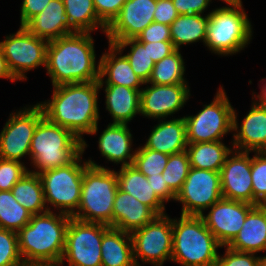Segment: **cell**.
Returning a JSON list of instances; mask_svg holds the SVG:
<instances>
[{
	"label": "cell",
	"instance_id": "cell-33",
	"mask_svg": "<svg viewBox=\"0 0 266 266\" xmlns=\"http://www.w3.org/2000/svg\"><path fill=\"white\" fill-rule=\"evenodd\" d=\"M181 52L176 49L169 56L156 62L147 83L155 85L189 83L185 78L186 62Z\"/></svg>",
	"mask_w": 266,
	"mask_h": 266
},
{
	"label": "cell",
	"instance_id": "cell-50",
	"mask_svg": "<svg viewBox=\"0 0 266 266\" xmlns=\"http://www.w3.org/2000/svg\"><path fill=\"white\" fill-rule=\"evenodd\" d=\"M260 82L261 84H258L260 91L258 93L252 91L251 98L256 104L266 107V77L262 78V80L260 79Z\"/></svg>",
	"mask_w": 266,
	"mask_h": 266
},
{
	"label": "cell",
	"instance_id": "cell-45",
	"mask_svg": "<svg viewBox=\"0 0 266 266\" xmlns=\"http://www.w3.org/2000/svg\"><path fill=\"white\" fill-rule=\"evenodd\" d=\"M178 16L172 0H157L154 22L171 25Z\"/></svg>",
	"mask_w": 266,
	"mask_h": 266
},
{
	"label": "cell",
	"instance_id": "cell-39",
	"mask_svg": "<svg viewBox=\"0 0 266 266\" xmlns=\"http://www.w3.org/2000/svg\"><path fill=\"white\" fill-rule=\"evenodd\" d=\"M0 266H25L14 231L0 228Z\"/></svg>",
	"mask_w": 266,
	"mask_h": 266
},
{
	"label": "cell",
	"instance_id": "cell-43",
	"mask_svg": "<svg viewBox=\"0 0 266 266\" xmlns=\"http://www.w3.org/2000/svg\"><path fill=\"white\" fill-rule=\"evenodd\" d=\"M140 42L171 41L170 25L152 22L137 37Z\"/></svg>",
	"mask_w": 266,
	"mask_h": 266
},
{
	"label": "cell",
	"instance_id": "cell-24",
	"mask_svg": "<svg viewBox=\"0 0 266 266\" xmlns=\"http://www.w3.org/2000/svg\"><path fill=\"white\" fill-rule=\"evenodd\" d=\"M24 27L48 42L75 32L68 24L63 0H51L44 10L31 18Z\"/></svg>",
	"mask_w": 266,
	"mask_h": 266
},
{
	"label": "cell",
	"instance_id": "cell-27",
	"mask_svg": "<svg viewBox=\"0 0 266 266\" xmlns=\"http://www.w3.org/2000/svg\"><path fill=\"white\" fill-rule=\"evenodd\" d=\"M116 176L121 191L150 207L158 216L167 214L166 205L157 197L147 177L132 164L120 167Z\"/></svg>",
	"mask_w": 266,
	"mask_h": 266
},
{
	"label": "cell",
	"instance_id": "cell-44",
	"mask_svg": "<svg viewBox=\"0 0 266 266\" xmlns=\"http://www.w3.org/2000/svg\"><path fill=\"white\" fill-rule=\"evenodd\" d=\"M213 0H172L179 15L184 14H209V6ZM208 11V12H206Z\"/></svg>",
	"mask_w": 266,
	"mask_h": 266
},
{
	"label": "cell",
	"instance_id": "cell-1",
	"mask_svg": "<svg viewBox=\"0 0 266 266\" xmlns=\"http://www.w3.org/2000/svg\"><path fill=\"white\" fill-rule=\"evenodd\" d=\"M52 88L50 99L37 103L49 121L70 130L82 141L85 154L89 145L84 136L99 131V82L68 83Z\"/></svg>",
	"mask_w": 266,
	"mask_h": 266
},
{
	"label": "cell",
	"instance_id": "cell-23",
	"mask_svg": "<svg viewBox=\"0 0 266 266\" xmlns=\"http://www.w3.org/2000/svg\"><path fill=\"white\" fill-rule=\"evenodd\" d=\"M158 215L129 193L119 188L113 203V227L131 233L153 221Z\"/></svg>",
	"mask_w": 266,
	"mask_h": 266
},
{
	"label": "cell",
	"instance_id": "cell-16",
	"mask_svg": "<svg viewBox=\"0 0 266 266\" xmlns=\"http://www.w3.org/2000/svg\"><path fill=\"white\" fill-rule=\"evenodd\" d=\"M255 207L247 202L221 198L200 217L221 246H228L238 235L247 214ZM207 213V214H206Z\"/></svg>",
	"mask_w": 266,
	"mask_h": 266
},
{
	"label": "cell",
	"instance_id": "cell-14",
	"mask_svg": "<svg viewBox=\"0 0 266 266\" xmlns=\"http://www.w3.org/2000/svg\"><path fill=\"white\" fill-rule=\"evenodd\" d=\"M221 198L220 172L190 167L175 202L182 206L181 215L201 216Z\"/></svg>",
	"mask_w": 266,
	"mask_h": 266
},
{
	"label": "cell",
	"instance_id": "cell-9",
	"mask_svg": "<svg viewBox=\"0 0 266 266\" xmlns=\"http://www.w3.org/2000/svg\"><path fill=\"white\" fill-rule=\"evenodd\" d=\"M216 91L213 100L195 115L183 116L187 143L220 141L232 134L234 107L222 85Z\"/></svg>",
	"mask_w": 266,
	"mask_h": 266
},
{
	"label": "cell",
	"instance_id": "cell-20",
	"mask_svg": "<svg viewBox=\"0 0 266 266\" xmlns=\"http://www.w3.org/2000/svg\"><path fill=\"white\" fill-rule=\"evenodd\" d=\"M129 124L108 123L98 136V150L105 162H112L117 167L131 165L136 148H133V134Z\"/></svg>",
	"mask_w": 266,
	"mask_h": 266
},
{
	"label": "cell",
	"instance_id": "cell-36",
	"mask_svg": "<svg viewBox=\"0 0 266 266\" xmlns=\"http://www.w3.org/2000/svg\"><path fill=\"white\" fill-rule=\"evenodd\" d=\"M190 169L189 157L186 150L169 155L167 165L162 172L169 189L177 195L182 188Z\"/></svg>",
	"mask_w": 266,
	"mask_h": 266
},
{
	"label": "cell",
	"instance_id": "cell-17",
	"mask_svg": "<svg viewBox=\"0 0 266 266\" xmlns=\"http://www.w3.org/2000/svg\"><path fill=\"white\" fill-rule=\"evenodd\" d=\"M250 153L233 149L226 157L220 169L223 198L253 205Z\"/></svg>",
	"mask_w": 266,
	"mask_h": 266
},
{
	"label": "cell",
	"instance_id": "cell-38",
	"mask_svg": "<svg viewBox=\"0 0 266 266\" xmlns=\"http://www.w3.org/2000/svg\"><path fill=\"white\" fill-rule=\"evenodd\" d=\"M251 177L253 205H266V151L252 152Z\"/></svg>",
	"mask_w": 266,
	"mask_h": 266
},
{
	"label": "cell",
	"instance_id": "cell-34",
	"mask_svg": "<svg viewBox=\"0 0 266 266\" xmlns=\"http://www.w3.org/2000/svg\"><path fill=\"white\" fill-rule=\"evenodd\" d=\"M112 44H114L121 52L126 51L124 55L129 61L134 73L143 81V83H147L155 65V62L148 54V46H144V44L136 38L116 41Z\"/></svg>",
	"mask_w": 266,
	"mask_h": 266
},
{
	"label": "cell",
	"instance_id": "cell-19",
	"mask_svg": "<svg viewBox=\"0 0 266 266\" xmlns=\"http://www.w3.org/2000/svg\"><path fill=\"white\" fill-rule=\"evenodd\" d=\"M251 102L250 110L240 123L237 110H233L231 143L238 151H266V107Z\"/></svg>",
	"mask_w": 266,
	"mask_h": 266
},
{
	"label": "cell",
	"instance_id": "cell-13",
	"mask_svg": "<svg viewBox=\"0 0 266 266\" xmlns=\"http://www.w3.org/2000/svg\"><path fill=\"white\" fill-rule=\"evenodd\" d=\"M0 41L8 66L20 82L28 80L27 72L46 66L48 41L30 33L24 26Z\"/></svg>",
	"mask_w": 266,
	"mask_h": 266
},
{
	"label": "cell",
	"instance_id": "cell-10",
	"mask_svg": "<svg viewBox=\"0 0 266 266\" xmlns=\"http://www.w3.org/2000/svg\"><path fill=\"white\" fill-rule=\"evenodd\" d=\"M130 235L136 266H163L166 261L171 262L173 231L172 218L168 214L157 216Z\"/></svg>",
	"mask_w": 266,
	"mask_h": 266
},
{
	"label": "cell",
	"instance_id": "cell-11",
	"mask_svg": "<svg viewBox=\"0 0 266 266\" xmlns=\"http://www.w3.org/2000/svg\"><path fill=\"white\" fill-rule=\"evenodd\" d=\"M14 111L9 113L0 132V158L23 162V158L29 159L34 131L44 113L38 103Z\"/></svg>",
	"mask_w": 266,
	"mask_h": 266
},
{
	"label": "cell",
	"instance_id": "cell-4",
	"mask_svg": "<svg viewBox=\"0 0 266 266\" xmlns=\"http://www.w3.org/2000/svg\"><path fill=\"white\" fill-rule=\"evenodd\" d=\"M86 161L89 165L83 174L80 204L71 217L113 227V203L118 190L116 170L99 165L90 157Z\"/></svg>",
	"mask_w": 266,
	"mask_h": 266
},
{
	"label": "cell",
	"instance_id": "cell-46",
	"mask_svg": "<svg viewBox=\"0 0 266 266\" xmlns=\"http://www.w3.org/2000/svg\"><path fill=\"white\" fill-rule=\"evenodd\" d=\"M51 0H22L20 4V25L24 26L31 18L44 10Z\"/></svg>",
	"mask_w": 266,
	"mask_h": 266
},
{
	"label": "cell",
	"instance_id": "cell-15",
	"mask_svg": "<svg viewBox=\"0 0 266 266\" xmlns=\"http://www.w3.org/2000/svg\"><path fill=\"white\" fill-rule=\"evenodd\" d=\"M144 85L140 95V116L149 120L174 118L173 115L183 109L192 96L189 83Z\"/></svg>",
	"mask_w": 266,
	"mask_h": 266
},
{
	"label": "cell",
	"instance_id": "cell-25",
	"mask_svg": "<svg viewBox=\"0 0 266 266\" xmlns=\"http://www.w3.org/2000/svg\"><path fill=\"white\" fill-rule=\"evenodd\" d=\"M99 90H104L105 110L111 116L112 122L129 124L140 116L141 90L131 89L122 85H99Z\"/></svg>",
	"mask_w": 266,
	"mask_h": 266
},
{
	"label": "cell",
	"instance_id": "cell-7",
	"mask_svg": "<svg viewBox=\"0 0 266 266\" xmlns=\"http://www.w3.org/2000/svg\"><path fill=\"white\" fill-rule=\"evenodd\" d=\"M82 152V141L70 130L45 116L39 121L31 141L29 172L39 174L72 162ZM33 166V167H32Z\"/></svg>",
	"mask_w": 266,
	"mask_h": 266
},
{
	"label": "cell",
	"instance_id": "cell-26",
	"mask_svg": "<svg viewBox=\"0 0 266 266\" xmlns=\"http://www.w3.org/2000/svg\"><path fill=\"white\" fill-rule=\"evenodd\" d=\"M229 248L249 253H266V205L255 206Z\"/></svg>",
	"mask_w": 266,
	"mask_h": 266
},
{
	"label": "cell",
	"instance_id": "cell-40",
	"mask_svg": "<svg viewBox=\"0 0 266 266\" xmlns=\"http://www.w3.org/2000/svg\"><path fill=\"white\" fill-rule=\"evenodd\" d=\"M29 171L24 162L0 158V191L12 187Z\"/></svg>",
	"mask_w": 266,
	"mask_h": 266
},
{
	"label": "cell",
	"instance_id": "cell-48",
	"mask_svg": "<svg viewBox=\"0 0 266 266\" xmlns=\"http://www.w3.org/2000/svg\"><path fill=\"white\" fill-rule=\"evenodd\" d=\"M144 46H148V54L150 58L156 63L169 56L176 49L173 46L172 41H159V42H141Z\"/></svg>",
	"mask_w": 266,
	"mask_h": 266
},
{
	"label": "cell",
	"instance_id": "cell-2",
	"mask_svg": "<svg viewBox=\"0 0 266 266\" xmlns=\"http://www.w3.org/2000/svg\"><path fill=\"white\" fill-rule=\"evenodd\" d=\"M95 41L92 33L74 32L48 42L45 69L52 87L99 80Z\"/></svg>",
	"mask_w": 266,
	"mask_h": 266
},
{
	"label": "cell",
	"instance_id": "cell-31",
	"mask_svg": "<svg viewBox=\"0 0 266 266\" xmlns=\"http://www.w3.org/2000/svg\"><path fill=\"white\" fill-rule=\"evenodd\" d=\"M69 26L75 32L94 33L100 29L105 35L107 26L98 18L93 0H63Z\"/></svg>",
	"mask_w": 266,
	"mask_h": 266
},
{
	"label": "cell",
	"instance_id": "cell-51",
	"mask_svg": "<svg viewBox=\"0 0 266 266\" xmlns=\"http://www.w3.org/2000/svg\"><path fill=\"white\" fill-rule=\"evenodd\" d=\"M222 1L223 3L227 4H241L243 3L242 0H218Z\"/></svg>",
	"mask_w": 266,
	"mask_h": 266
},
{
	"label": "cell",
	"instance_id": "cell-41",
	"mask_svg": "<svg viewBox=\"0 0 266 266\" xmlns=\"http://www.w3.org/2000/svg\"><path fill=\"white\" fill-rule=\"evenodd\" d=\"M225 253L218 254L216 266H260L261 255L256 253L242 252L221 246Z\"/></svg>",
	"mask_w": 266,
	"mask_h": 266
},
{
	"label": "cell",
	"instance_id": "cell-32",
	"mask_svg": "<svg viewBox=\"0 0 266 266\" xmlns=\"http://www.w3.org/2000/svg\"><path fill=\"white\" fill-rule=\"evenodd\" d=\"M13 197L32 215L48 211L39 174L27 172L11 189Z\"/></svg>",
	"mask_w": 266,
	"mask_h": 266
},
{
	"label": "cell",
	"instance_id": "cell-30",
	"mask_svg": "<svg viewBox=\"0 0 266 266\" xmlns=\"http://www.w3.org/2000/svg\"><path fill=\"white\" fill-rule=\"evenodd\" d=\"M209 14H184L179 15L170 25V35L173 46L182 50V46L206 40V31Z\"/></svg>",
	"mask_w": 266,
	"mask_h": 266
},
{
	"label": "cell",
	"instance_id": "cell-29",
	"mask_svg": "<svg viewBox=\"0 0 266 266\" xmlns=\"http://www.w3.org/2000/svg\"><path fill=\"white\" fill-rule=\"evenodd\" d=\"M224 140L201 143H188L186 152L190 167L220 172L226 157L233 150L232 143Z\"/></svg>",
	"mask_w": 266,
	"mask_h": 266
},
{
	"label": "cell",
	"instance_id": "cell-47",
	"mask_svg": "<svg viewBox=\"0 0 266 266\" xmlns=\"http://www.w3.org/2000/svg\"><path fill=\"white\" fill-rule=\"evenodd\" d=\"M147 180L153 187L157 197L166 205L170 201H175L176 195L169 189L162 174L148 176Z\"/></svg>",
	"mask_w": 266,
	"mask_h": 266
},
{
	"label": "cell",
	"instance_id": "cell-18",
	"mask_svg": "<svg viewBox=\"0 0 266 266\" xmlns=\"http://www.w3.org/2000/svg\"><path fill=\"white\" fill-rule=\"evenodd\" d=\"M157 0H127L107 27V43L136 38L154 20Z\"/></svg>",
	"mask_w": 266,
	"mask_h": 266
},
{
	"label": "cell",
	"instance_id": "cell-6",
	"mask_svg": "<svg viewBox=\"0 0 266 266\" xmlns=\"http://www.w3.org/2000/svg\"><path fill=\"white\" fill-rule=\"evenodd\" d=\"M171 262L180 266H216L221 245L200 216L172 218Z\"/></svg>",
	"mask_w": 266,
	"mask_h": 266
},
{
	"label": "cell",
	"instance_id": "cell-42",
	"mask_svg": "<svg viewBox=\"0 0 266 266\" xmlns=\"http://www.w3.org/2000/svg\"><path fill=\"white\" fill-rule=\"evenodd\" d=\"M127 0H93L98 18L108 27L119 15Z\"/></svg>",
	"mask_w": 266,
	"mask_h": 266
},
{
	"label": "cell",
	"instance_id": "cell-37",
	"mask_svg": "<svg viewBox=\"0 0 266 266\" xmlns=\"http://www.w3.org/2000/svg\"><path fill=\"white\" fill-rule=\"evenodd\" d=\"M169 155L153 151L144 145L136 148V153L132 165L136 167L146 177L162 174L167 165Z\"/></svg>",
	"mask_w": 266,
	"mask_h": 266
},
{
	"label": "cell",
	"instance_id": "cell-12",
	"mask_svg": "<svg viewBox=\"0 0 266 266\" xmlns=\"http://www.w3.org/2000/svg\"><path fill=\"white\" fill-rule=\"evenodd\" d=\"M108 226L70 217L59 266H102L101 242ZM65 262V263H64Z\"/></svg>",
	"mask_w": 266,
	"mask_h": 266
},
{
	"label": "cell",
	"instance_id": "cell-35",
	"mask_svg": "<svg viewBox=\"0 0 266 266\" xmlns=\"http://www.w3.org/2000/svg\"><path fill=\"white\" fill-rule=\"evenodd\" d=\"M31 217L32 214L17 202L11 191H0V228L17 233Z\"/></svg>",
	"mask_w": 266,
	"mask_h": 266
},
{
	"label": "cell",
	"instance_id": "cell-22",
	"mask_svg": "<svg viewBox=\"0 0 266 266\" xmlns=\"http://www.w3.org/2000/svg\"><path fill=\"white\" fill-rule=\"evenodd\" d=\"M148 135L146 148L168 155L182 152L187 148L186 124L184 117L158 119Z\"/></svg>",
	"mask_w": 266,
	"mask_h": 266
},
{
	"label": "cell",
	"instance_id": "cell-49",
	"mask_svg": "<svg viewBox=\"0 0 266 266\" xmlns=\"http://www.w3.org/2000/svg\"><path fill=\"white\" fill-rule=\"evenodd\" d=\"M0 79H7L10 80V82H17L18 80L11 72L8 62L6 58L3 55L2 49L0 47Z\"/></svg>",
	"mask_w": 266,
	"mask_h": 266
},
{
	"label": "cell",
	"instance_id": "cell-3",
	"mask_svg": "<svg viewBox=\"0 0 266 266\" xmlns=\"http://www.w3.org/2000/svg\"><path fill=\"white\" fill-rule=\"evenodd\" d=\"M70 217L53 211L32 215L29 223L17 232L19 253L25 265L59 266Z\"/></svg>",
	"mask_w": 266,
	"mask_h": 266
},
{
	"label": "cell",
	"instance_id": "cell-28",
	"mask_svg": "<svg viewBox=\"0 0 266 266\" xmlns=\"http://www.w3.org/2000/svg\"><path fill=\"white\" fill-rule=\"evenodd\" d=\"M102 266H136L131 235L108 226L101 242Z\"/></svg>",
	"mask_w": 266,
	"mask_h": 266
},
{
	"label": "cell",
	"instance_id": "cell-21",
	"mask_svg": "<svg viewBox=\"0 0 266 266\" xmlns=\"http://www.w3.org/2000/svg\"><path fill=\"white\" fill-rule=\"evenodd\" d=\"M99 85H122L141 90L143 81L134 73L124 52L108 43V50L99 55Z\"/></svg>",
	"mask_w": 266,
	"mask_h": 266
},
{
	"label": "cell",
	"instance_id": "cell-8",
	"mask_svg": "<svg viewBox=\"0 0 266 266\" xmlns=\"http://www.w3.org/2000/svg\"><path fill=\"white\" fill-rule=\"evenodd\" d=\"M83 155L81 152L68 165L39 173L48 211L69 216L77 211L81 200L84 170L89 165Z\"/></svg>",
	"mask_w": 266,
	"mask_h": 266
},
{
	"label": "cell",
	"instance_id": "cell-52",
	"mask_svg": "<svg viewBox=\"0 0 266 266\" xmlns=\"http://www.w3.org/2000/svg\"><path fill=\"white\" fill-rule=\"evenodd\" d=\"M260 266H266V255H261Z\"/></svg>",
	"mask_w": 266,
	"mask_h": 266
},
{
	"label": "cell",
	"instance_id": "cell-5",
	"mask_svg": "<svg viewBox=\"0 0 266 266\" xmlns=\"http://www.w3.org/2000/svg\"><path fill=\"white\" fill-rule=\"evenodd\" d=\"M243 3L213 8L204 46L221 57L233 56L247 48L253 39V26Z\"/></svg>",
	"mask_w": 266,
	"mask_h": 266
}]
</instances>
